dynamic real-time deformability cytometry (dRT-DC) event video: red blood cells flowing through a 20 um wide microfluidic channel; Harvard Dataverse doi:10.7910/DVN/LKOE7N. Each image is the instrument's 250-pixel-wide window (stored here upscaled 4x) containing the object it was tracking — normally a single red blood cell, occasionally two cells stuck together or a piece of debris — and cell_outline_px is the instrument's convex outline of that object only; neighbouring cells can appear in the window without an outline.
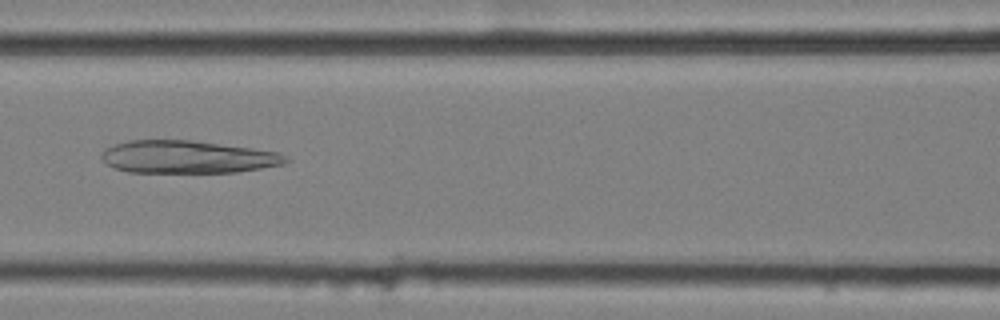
{"species": "common noctule bat (a hibernating species)", "species_latin": "Nyctalus noctula", "temperature_condition": "cold", "stored_images_in_passage": 56, "camera_frame_rate_fps": 3000, "um_per_image_px": 0.085, "animal": {"sex": "female", "body_mass_g": 25.1}, "frame": {"image": 1, "passage_image": 25, "time_ms": 8.0, "image_size_px": [1000, 320], "cell_outline_px": [[292, 160], [284, 164], [236, 172], [128, 172], [116, 168], [108, 164], [100, 156], [100, 152], [104, 148], [112, 144], [128, 140], [192, 140], [252, 148], [280, 152], [288, 156]], "centroid_in_image_um": [15.94, 13.33], "position_along_channel_um": 150.7, "area_um2": 35.26}}
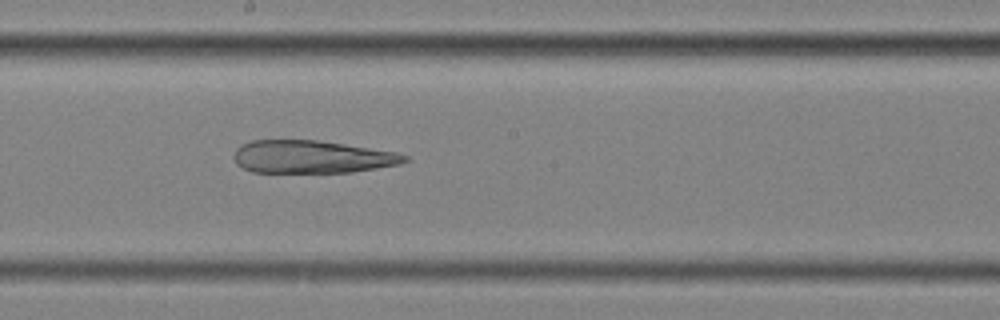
{"frame": {"image": 2, "passage_image": 31, "time_ms": 10.0, "image_size_px": [1000, 320], "cell_outline_px": [[408, 160], [400, 164], [352, 172], [252, 172], [236, 164], [232, 156], [236, 148], [240, 144], [252, 140], [316, 140], [344, 144], [396, 152], [408, 156]], "centroid_in_image_um": [26.46, 13.33], "position_along_channel_um": 221.7, "area_um2": 32.6}}
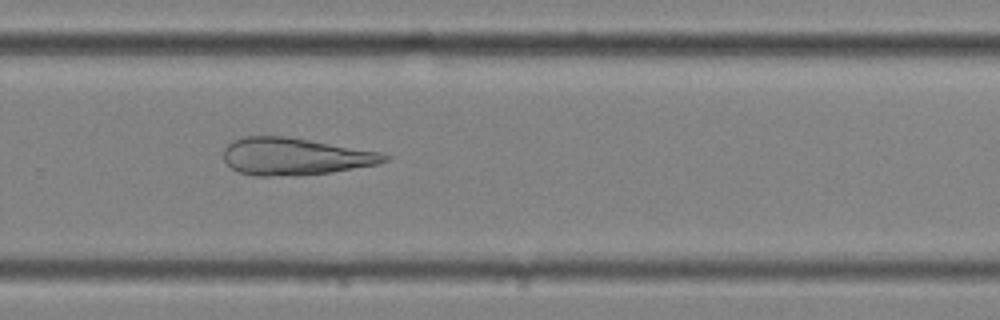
{"frame": {"image": 3, "passage_image": 38, "time_ms": 12.333, "image_size_px": [1000, 320], "cell_outline_px": [[392, 156], [388, 160], [380, 164], [332, 172], [300, 176], [252, 176], [240, 172], [232, 168], [224, 160], [224, 148], [232, 140], [244, 136], [284, 136], [380, 152]], "centroid_in_image_um": [25.07, 13.31], "position_along_channel_um": 304.7, "area_um2": 35.03}}